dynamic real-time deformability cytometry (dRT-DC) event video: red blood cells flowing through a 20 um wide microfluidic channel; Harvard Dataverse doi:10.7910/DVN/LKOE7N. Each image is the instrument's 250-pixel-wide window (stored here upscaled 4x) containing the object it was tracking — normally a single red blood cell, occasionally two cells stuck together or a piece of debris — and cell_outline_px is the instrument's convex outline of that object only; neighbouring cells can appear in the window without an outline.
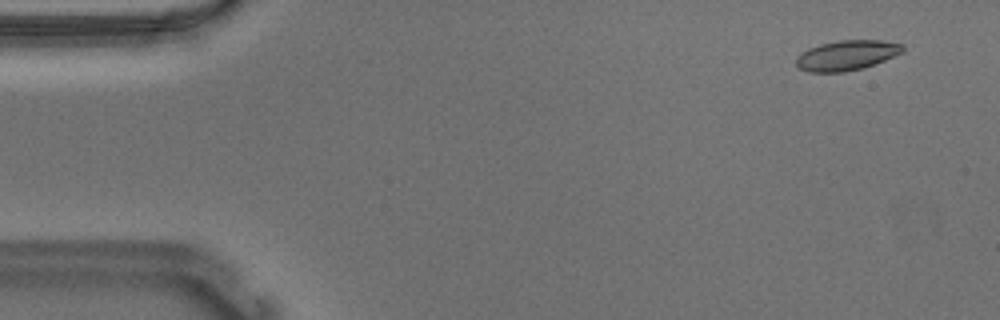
{"species": "Egyptian fruit bat (a non-hibernating species)", "species_latin": "Rousettus aegyptiacus", "temperature_condition": "warm", "stored_images_in_passage": 55, "camera_frame_rate_fps": 3000, "um_per_image_px": 0.085, "animal": {"sex": "male"}, "frame": {"image": 1, "passage_image": 4, "time_ms": 1.0, "image_size_px": [1000, 320], "cell_outline_px": [[904, 52], [864, 68], [844, 72], [808, 72], [800, 68], [796, 64], [796, 56], [808, 48], [820, 44], [840, 40], [880, 40], [904, 44]], "centroid_in_image_um": [71.98, 4.7], "position_along_channel_um": 13.0, "area_um2": 18.73}}
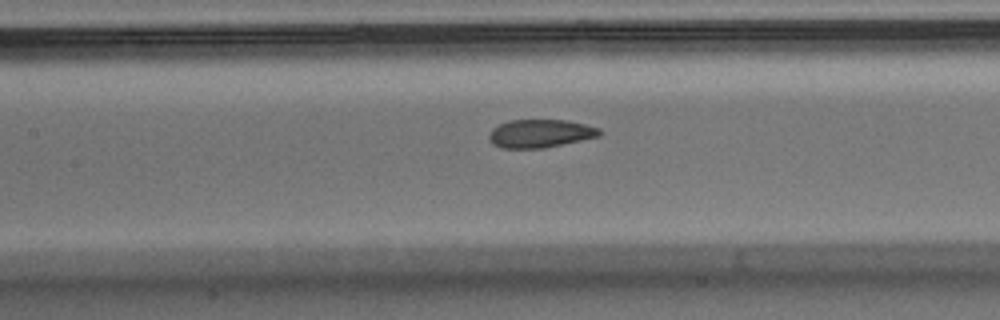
{"frame": {"image": 2, "passage_image": 25, "time_ms": 8.0, "image_size_px": [1000, 320], "cell_outline_px": [[604, 132], [600, 136], [544, 148], [500, 148], [492, 144], [488, 140], [488, 136], [492, 128], [508, 120], [564, 120], [584, 124], [600, 128]], "centroid_in_image_um": [45.9, 11.35], "position_along_channel_um": 161.5, "area_um2": 18.26}}
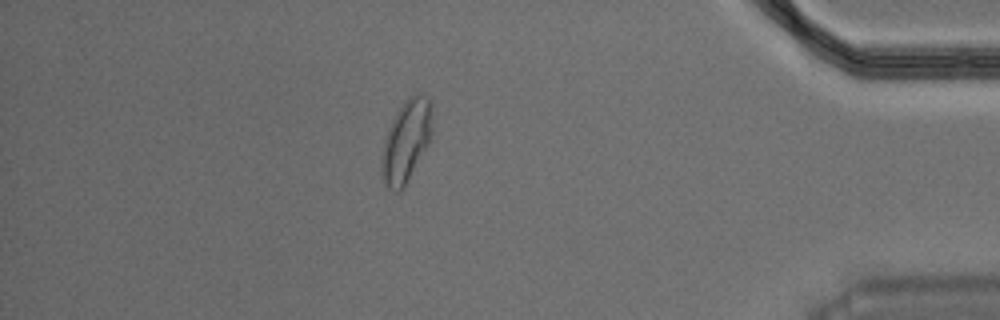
{"frame": {"image": 3, "passage_image": 48, "time_ms": 15.667, "image_size_px": [1000, 320], "cell_outline_px": [[432, 140], [404, 188], [396, 192], [388, 188], [384, 184], [380, 172], [380, 168], [384, 136], [396, 112], [404, 100], [412, 92], [424, 92], [432, 100]], "centroid_in_image_um": [34.55, 11.94], "position_along_channel_um": 400.6, "area_um2": 25.32}, "authors_computed_cell_mechanics": {"area_um2": 19.1896, "velocity_mm_per_s": 3.6589, "shape_relaxation_time_tau1_ms": 7.9305, "shape_relaxation_time_tau2_ms": 1.0633, "deformation_change_tau1": 0.2019, "deformation_change_tau2": 0.0578}}